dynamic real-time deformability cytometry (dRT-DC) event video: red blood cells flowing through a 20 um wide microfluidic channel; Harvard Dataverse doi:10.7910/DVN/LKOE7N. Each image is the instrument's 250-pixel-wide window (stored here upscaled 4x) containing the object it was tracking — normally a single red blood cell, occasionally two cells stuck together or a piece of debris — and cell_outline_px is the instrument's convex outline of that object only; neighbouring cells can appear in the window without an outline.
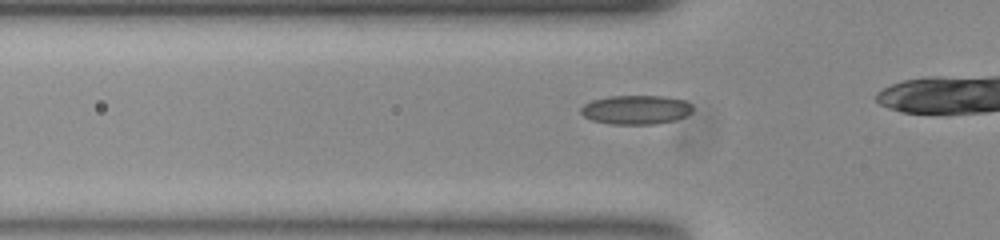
{"species": "common noctule bat (a hibernating species)", "species_latin": "Nyctalus noctula", "temperature_condition": "room temperature", "stored_images_in_passage": 15, "camera_frame_rate_fps": 3000, "um_per_image_px": 0.085, "animal": {"sex": "female", "body_mass_g": 23.0, "forearm_length_mm": 53.4}, "frame": {"image": 1, "passage_image": 9, "time_ms": 2.667, "image_size_px": [1000, 240], "cell_outline_px": [[692, 112], [676, 120], [656, 124], [612, 124], [592, 120], [584, 116], [580, 112], [580, 108], [584, 104], [592, 100], [608, 96], [664, 96], [684, 100], [692, 104]], "centroid_in_image_um": [54.06, 9.32], "position_along_channel_um": 71.7, "area_um2": 19.02}}
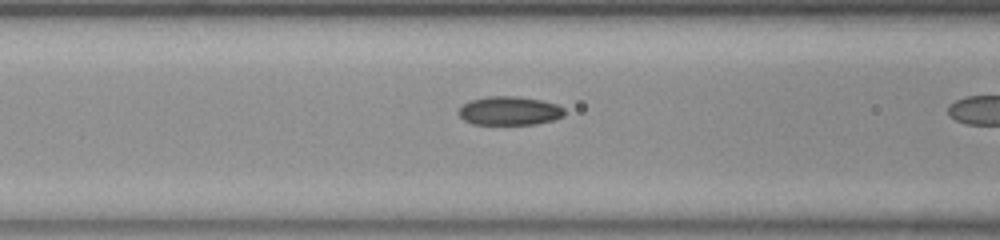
{"frame": {"image": 2, "passage_image": 13, "time_ms": 4.0, "image_size_px": [1000, 240], "cell_outline_px": [[564, 116], [552, 120], [532, 124], [472, 124], [464, 120], [456, 112], [468, 100], [488, 96], [516, 96], [540, 100], [556, 104], [564, 108]], "centroid_in_image_um": [43.26, 9.41], "position_along_channel_um": 123.3, "area_um2": 17.69}}